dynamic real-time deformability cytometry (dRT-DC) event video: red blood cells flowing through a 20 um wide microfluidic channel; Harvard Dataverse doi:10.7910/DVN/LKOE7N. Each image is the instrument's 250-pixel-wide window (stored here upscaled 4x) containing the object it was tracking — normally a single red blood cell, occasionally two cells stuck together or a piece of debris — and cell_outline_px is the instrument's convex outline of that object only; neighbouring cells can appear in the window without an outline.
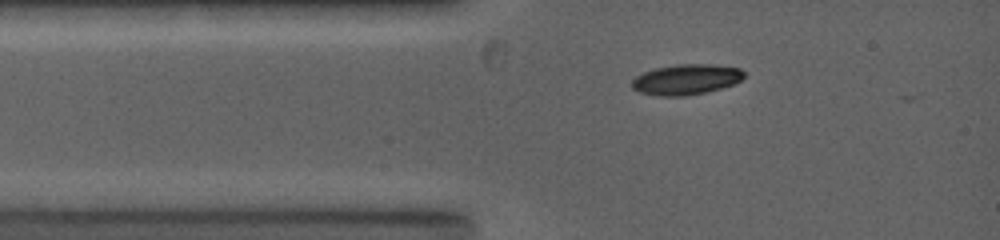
{"species": "common noctule bat (a hibernating species)", "species_latin": "Nyctalus noctula", "temperature_condition": "warm", "stored_images_in_passage": 4, "camera_frame_rate_fps": 5000, "um_per_image_px": 0.085, "animal": {"sex": "female", "body_mass_g": 19.0, "forearm_length_mm": 53.3}, "frame": {"image": 1, "passage_image": 1, "time_ms": 0.0, "image_size_px": [1000, 240], "cell_outline_px": [[744, 76], [736, 84], [704, 92], [684, 96], [656, 96], [640, 92], [632, 88], [632, 80], [636, 76], [644, 72], [656, 68], [676, 64], [716, 64], [740, 68], [744, 72]], "centroid_in_image_um": [58.33, 6.75], "position_along_channel_um": 26.7, "area_um2": 19.94}}